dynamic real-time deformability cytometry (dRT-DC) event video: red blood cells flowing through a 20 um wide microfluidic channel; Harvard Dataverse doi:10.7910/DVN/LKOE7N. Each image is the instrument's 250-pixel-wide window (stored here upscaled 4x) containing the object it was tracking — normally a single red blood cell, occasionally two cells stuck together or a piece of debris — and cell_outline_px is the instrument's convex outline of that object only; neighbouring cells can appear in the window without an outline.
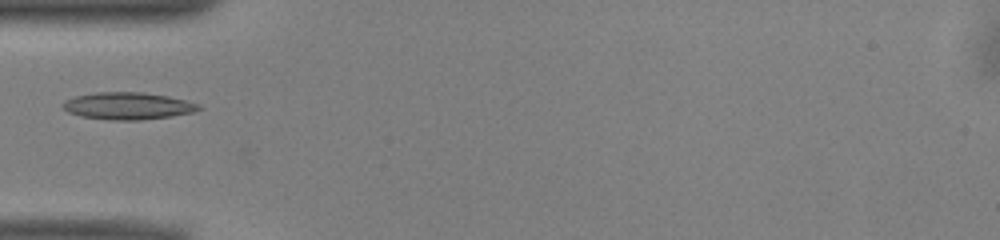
{"species": "common noctule bat (a hibernating species)", "species_latin": "Nyctalus noctula", "temperature_condition": "warm", "stored_images_in_passage": 28, "camera_frame_rate_fps": 3000, "um_per_image_px": 0.085, "animal": {"sex": "male", "body_mass_g": 13.0, "forearm_length_mm": 53.1}, "frame": {"image": 1, "passage_image": 1, "time_ms": 0.0, "image_size_px": [1000, 240], "cell_outline_px": [[204, 108], [192, 112], [172, 116], [140, 120], [112, 120], [80, 116], [68, 112], [64, 108], [64, 100], [76, 96], [96, 92], [140, 92], [168, 96], [200, 104]], "centroid_in_image_um": [10.89, 9.0], "position_along_channel_um": 74.1, "area_um2": 21.39}}
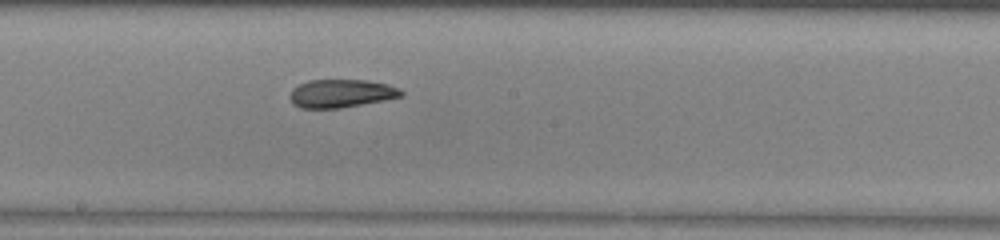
{"frame": {"image": 2, "passage_image": 12, "time_ms": 3.667, "image_size_px": [1000, 240], "cell_outline_px": [[404, 96], [384, 100], [340, 108], [300, 108], [292, 104], [292, 88], [308, 80], [368, 80], [388, 84], [400, 88], [404, 92]], "centroid_in_image_um": [29.05, 7.94], "position_along_channel_um": 219.2, "area_um2": 18.26}}
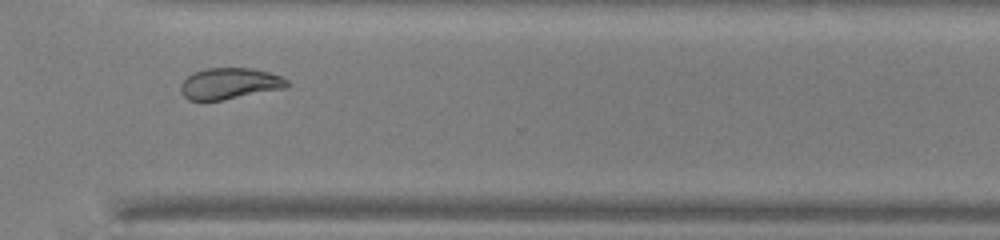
{"frame": {"image": 3, "passage_image": 22, "time_ms": 7.0, "image_size_px": [1000, 240], "cell_outline_px": [[288, 88], [220, 100], [188, 100], [180, 92], [180, 84], [188, 76], [196, 72], [208, 68], [252, 68], [268, 72], [280, 76], [288, 80]], "centroid_in_image_um": [19.53, 7.1], "position_along_channel_um": 351.1, "area_um2": 19.25}}